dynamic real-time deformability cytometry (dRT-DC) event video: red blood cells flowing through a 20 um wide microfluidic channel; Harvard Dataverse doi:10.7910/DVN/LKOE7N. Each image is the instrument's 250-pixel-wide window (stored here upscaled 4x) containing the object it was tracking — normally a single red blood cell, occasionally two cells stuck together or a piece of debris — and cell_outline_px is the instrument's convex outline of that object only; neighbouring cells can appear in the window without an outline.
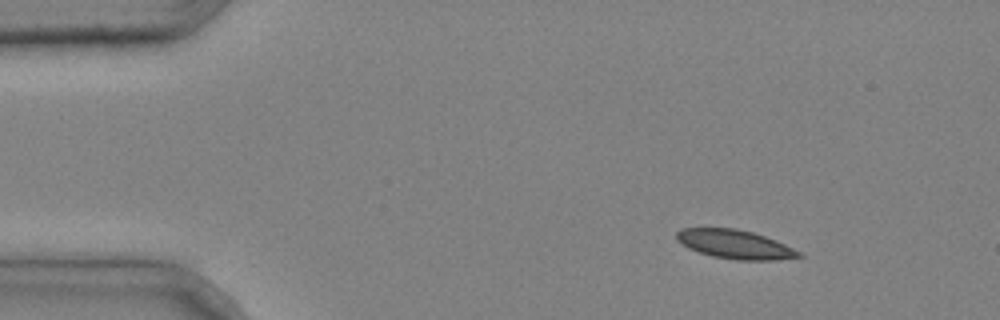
{"species": "common noctule bat (a hibernating species)", "species_latin": "Nyctalus noctula", "temperature_condition": "cold", "stored_images_in_passage": 3, "camera_frame_rate_fps": 3000, "um_per_image_px": 0.085, "animal": {"sex": "male", "body_mass_g": 20.4}, "frame": {"image": 1, "passage_image": 1, "time_ms": 0.0, "image_size_px": [1000, 320], "cell_outline_px": [[804, 256], [776, 260], [736, 260], [712, 256], [688, 248], [676, 240], [676, 232], [680, 228], [736, 228], [752, 232], [776, 240], [800, 252]], "centroid_in_image_um": [62.44, 20.76], "position_along_channel_um": 22.6, "area_um2": 20.52}}